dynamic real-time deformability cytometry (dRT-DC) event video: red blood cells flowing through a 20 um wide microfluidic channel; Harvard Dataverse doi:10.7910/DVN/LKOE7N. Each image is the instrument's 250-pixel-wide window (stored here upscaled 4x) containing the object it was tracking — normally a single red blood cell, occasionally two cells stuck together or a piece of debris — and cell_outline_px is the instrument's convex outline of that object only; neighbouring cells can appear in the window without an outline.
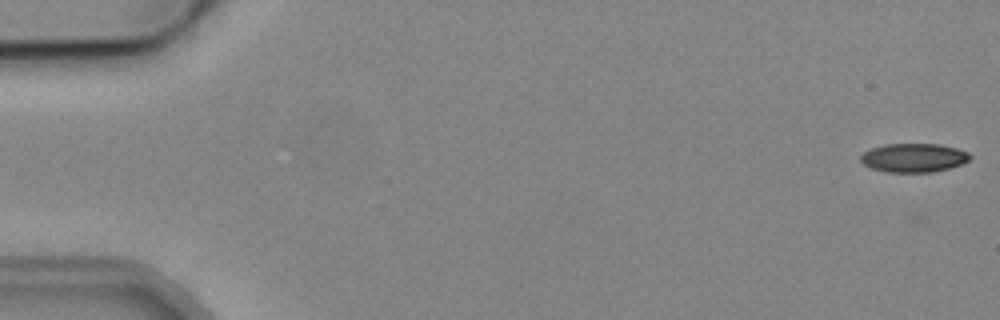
{"species": "common noctule bat (a hibernating species)", "species_latin": "Nyctalus noctula", "temperature_condition": "cold", "stored_images_in_passage": 6, "camera_frame_rate_fps": 3000, "um_per_image_px": 0.085, "animal": {"sex": "male", "body_mass_g": 19.2, "forearm_length_mm": 51.8}, "frame": {"image": 1, "passage_image": 1, "time_ms": 0.0, "image_size_px": [1000, 320], "cell_outline_px": [[972, 156], [968, 160], [960, 164], [948, 168], [932, 172], [884, 172], [872, 168], [864, 164], [860, 160], [860, 156], [864, 152], [872, 148], [884, 144], [940, 144], [956, 148], [968, 152]], "centroid_in_image_um": [77.65, 13.4], "position_along_channel_um": 7.4, "area_um2": 18.26}}